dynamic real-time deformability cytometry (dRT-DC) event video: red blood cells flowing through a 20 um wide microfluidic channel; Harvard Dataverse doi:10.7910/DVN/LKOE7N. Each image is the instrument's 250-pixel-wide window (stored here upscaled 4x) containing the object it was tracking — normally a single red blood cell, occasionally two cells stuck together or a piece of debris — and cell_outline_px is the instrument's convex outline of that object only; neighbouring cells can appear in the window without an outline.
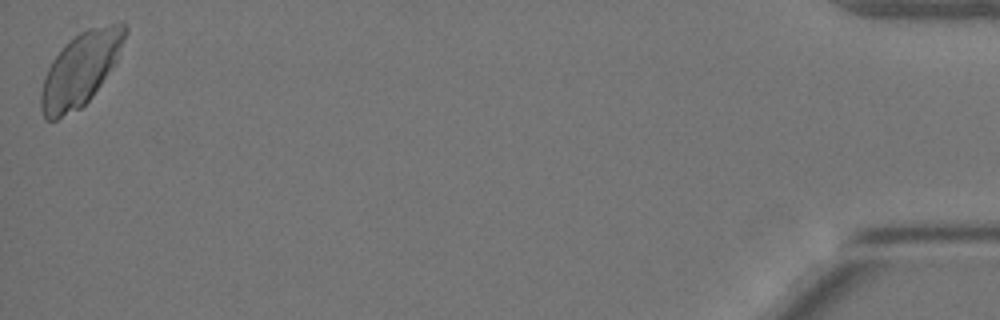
{"species": "Egyptian fruit bat (a non-hibernating species)", "species_latin": "Rousettus aegyptiacus", "temperature_condition": "warm", "stored_images_in_passage": 44, "camera_frame_rate_fps": 3000, "um_per_image_px": 0.085, "animal": {"sex": "female"}, "frame": {"image": 1, "passage_image": 44, "time_ms": 14.333, "image_size_px": [1000, 320], "cell_outline_px": [[128, 32], [116, 60], [92, 96], [80, 108], [56, 120], [44, 120], [40, 108], [40, 92], [44, 76], [52, 60], [64, 44], [80, 32], [88, 28], [120, 20], [124, 20], [128, 24]], "centroid_in_image_um": [6.84, 5.84], "position_along_channel_um": 428.4, "area_um2": 36.07}}